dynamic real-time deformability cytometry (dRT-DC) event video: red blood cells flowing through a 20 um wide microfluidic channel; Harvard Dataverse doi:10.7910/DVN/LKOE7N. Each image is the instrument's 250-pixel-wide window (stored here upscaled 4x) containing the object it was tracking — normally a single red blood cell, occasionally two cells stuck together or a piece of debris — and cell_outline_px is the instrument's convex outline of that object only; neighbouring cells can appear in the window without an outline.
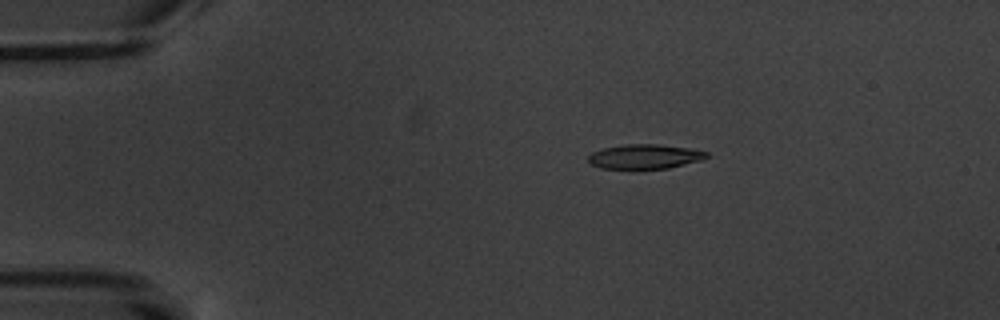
{"species": "common noctule bat (a hibernating species)", "species_latin": "Nyctalus noctula", "temperature_condition": "warm", "stored_images_in_passage": 3, "camera_frame_rate_fps": 3000, "um_per_image_px": 0.085, "animal": {"sex": "male", "body_mass_g": 20.1, "forearm_length_mm": 53.5}, "frame": {"image": 1, "passage_image": 1, "time_ms": 0.0, "image_size_px": [1000, 320], "cell_outline_px": [[708, 156], [700, 160], [668, 168], [600, 168], [592, 164], [588, 160], [588, 156], [592, 152], [604, 148], [624, 144], [656, 144], [688, 148], [708, 152]], "centroid_in_image_um": [54.78, 13.3], "position_along_channel_um": 30.2, "area_um2": 16.59}}